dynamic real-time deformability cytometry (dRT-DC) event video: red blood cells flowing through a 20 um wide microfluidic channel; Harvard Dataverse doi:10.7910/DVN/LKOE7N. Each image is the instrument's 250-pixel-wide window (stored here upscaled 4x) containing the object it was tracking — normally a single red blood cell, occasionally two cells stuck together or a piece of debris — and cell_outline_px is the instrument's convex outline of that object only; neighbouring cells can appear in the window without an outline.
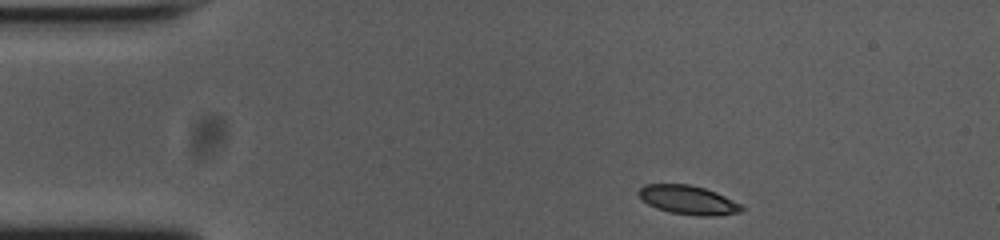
{"species": "common noctule bat (a hibernating species)", "species_latin": "Nyctalus noctula", "temperature_condition": "cold", "stored_images_in_passage": 48, "segment_of_instrument_passage": [1, 2], "camera_frame_rate_fps": 3000, "um_per_image_px": 0.085, "animal": {"sex": "female", "body_mass_g": 23.0, "forearm_length_mm": 53.4}, "frame": {"image": 1, "passage_image": 1, "time_ms": 0.0, "image_size_px": [1000, 240], "cell_outline_px": [[744, 208], [740, 212], [712, 216], [696, 216], [672, 212], [656, 208], [648, 204], [636, 192], [644, 184], [688, 184], [704, 188], [716, 192], [740, 204]], "centroid_in_image_um": [58.47, 16.99], "position_along_channel_um": 26.5, "area_um2": 17.17}}
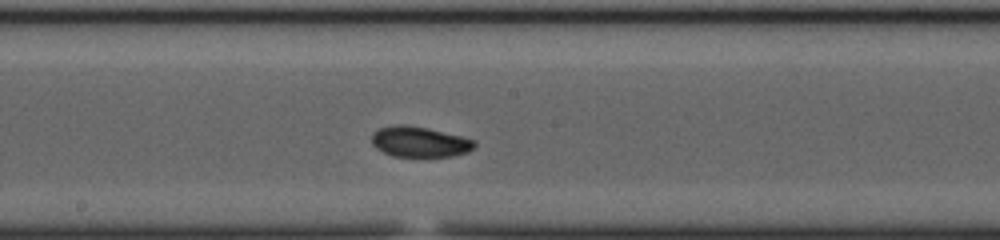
{"frame": {"image": 2, "passage_image": 21, "time_ms": 6.667, "image_size_px": [1000, 240], "cell_outline_px": [[476, 144], [468, 152], [452, 156], [392, 156], [376, 148], [372, 144], [372, 136], [380, 128], [396, 124], [404, 124], [428, 128], [476, 140]], "centroid_in_image_um": [35.67, 12.05], "position_along_channel_um": 212.5, "area_um2": 18.09}}
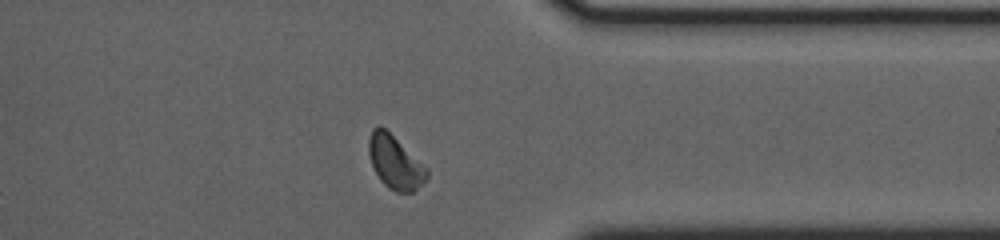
{"frame": {"image": 3, "passage_image": 35, "time_ms": 11.333, "image_size_px": [1000, 240], "cell_outline_px": [[428, 176], [412, 192], [396, 192], [388, 188], [380, 180], [372, 164], [368, 152], [368, 136], [372, 128], [380, 124], [428, 168]], "centroid_in_image_um": [33.55, 13.77], "position_along_channel_um": 377.9, "area_um2": 17.86}}